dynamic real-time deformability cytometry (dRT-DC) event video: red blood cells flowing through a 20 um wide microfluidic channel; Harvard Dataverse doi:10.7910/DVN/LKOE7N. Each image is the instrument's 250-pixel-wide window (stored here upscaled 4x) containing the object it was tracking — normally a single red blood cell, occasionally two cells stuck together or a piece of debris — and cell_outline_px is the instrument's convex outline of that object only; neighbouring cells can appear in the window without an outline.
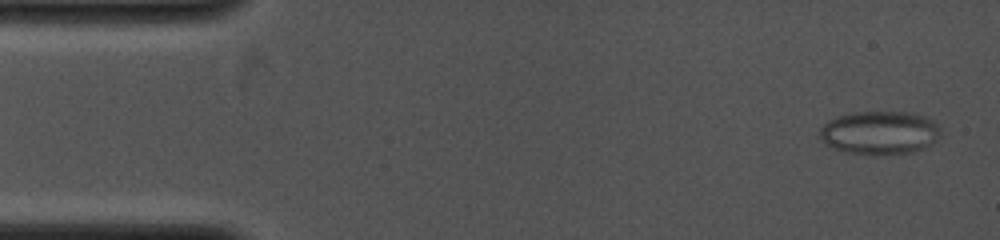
{"species": "common noctule bat (a hibernating species)", "species_latin": "Nyctalus noctula", "temperature_condition": "cold", "stored_images_in_passage": 19, "camera_frame_rate_fps": 4000, "um_per_image_px": 0.085, "animal": {"sex": "female", "body_mass_g": 19.0, "forearm_length_mm": 53.3}, "frame": {"image": 1, "passage_image": 2, "time_ms": 0.25, "image_size_px": [1000, 240], "cell_outline_px": [[940, 132], [936, 140], [932, 144], [924, 148], [912, 152], [844, 152], [820, 140], [820, 128], [828, 120], [852, 112], [904, 112], [924, 116], [936, 120], [940, 128]], "centroid_in_image_um": [74.8, 11.23], "position_along_channel_um": 10.2, "area_um2": 29.82}}
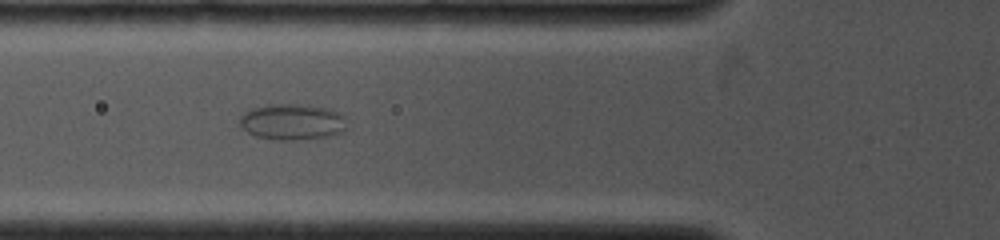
{"frame": {"image": 2, "passage_image": 14, "time_ms": 5.0, "image_size_px": [1000, 240], "cell_outline_px": [[348, 128], [344, 132], [328, 136], [296, 140], [276, 140], [256, 136], [248, 132], [240, 124], [240, 116], [244, 112], [252, 108], [268, 104], [300, 104], [328, 108], [340, 112], [344, 116]], "centroid_in_image_um": [24.88, 10.35], "position_along_channel_um": 100.9, "area_um2": 22.72}}
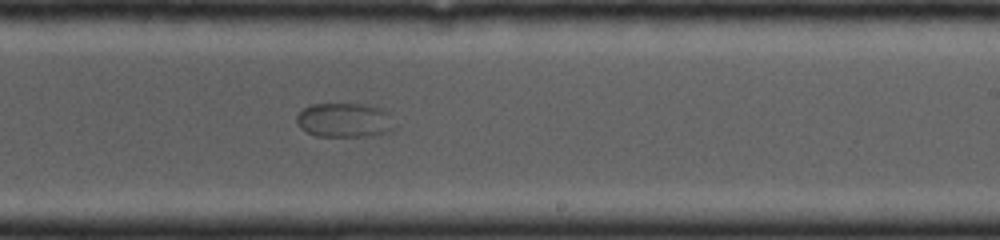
{"frame": {"image": 3, "passage_image": 19, "time_ms": 8.75, "image_size_px": [1000, 240], "cell_outline_px": [[396, 128], [380, 136], [316, 136], [300, 128], [296, 120], [296, 116], [304, 108], [312, 104], [368, 104], [380, 108], [388, 112]], "centroid_in_image_um": [29.32, 10.22], "position_along_channel_um": 259.7, "area_um2": 19.83}}